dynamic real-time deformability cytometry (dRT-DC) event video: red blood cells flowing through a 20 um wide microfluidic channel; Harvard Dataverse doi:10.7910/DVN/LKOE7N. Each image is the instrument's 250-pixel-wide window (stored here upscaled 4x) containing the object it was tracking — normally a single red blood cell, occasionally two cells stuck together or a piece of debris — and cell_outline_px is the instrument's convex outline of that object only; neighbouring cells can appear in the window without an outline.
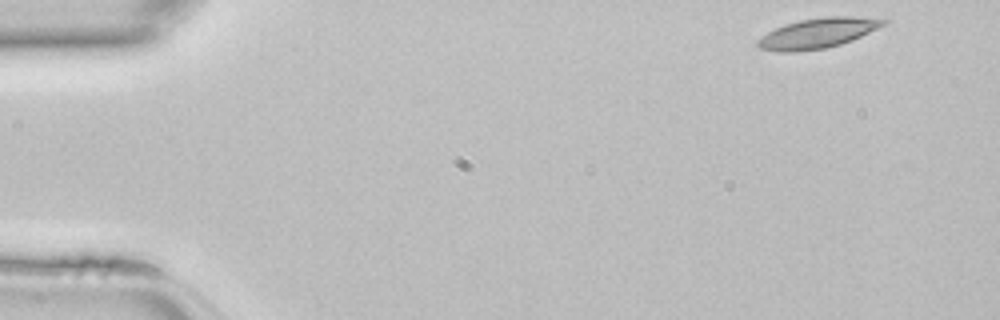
{"species": "common noctule bat (a hibernating species)", "species_latin": "Nyctalus noctula", "temperature_condition": "room temperature", "stored_images_in_passage": 43, "camera_frame_rate_fps": 3000, "um_per_image_px": 0.085, "animal": {"sex": "female", "body_mass_g": 22.7, "forearm_length_mm": 54.2}, "frame": {"image": 1, "passage_image": 1, "time_ms": 0.0, "image_size_px": [1000, 320], "cell_outline_px": [[888, 20], [884, 24], [852, 40], [840, 44], [824, 48], [796, 52], [780, 52], [760, 48], [756, 44], [756, 40], [768, 32], [784, 24], [800, 20], [824, 16], [852, 16]], "centroid_in_image_um": [69.44, 2.82], "position_along_channel_um": 15.6, "area_um2": 21.73}}
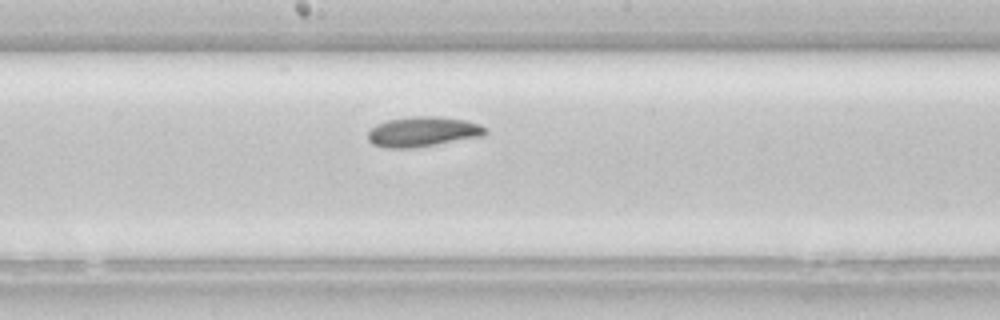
{"frame": {"image": 2, "passage_image": 22, "time_ms": 7.0, "image_size_px": [1000, 320], "cell_outline_px": [[488, 132], [484, 136], [412, 148], [384, 148], [372, 144], [368, 140], [368, 132], [376, 124], [388, 120], [408, 116], [440, 116], [464, 120], [480, 124], [488, 128]], "centroid_in_image_um": [35.95, 11.19], "position_along_channel_um": 212.2, "area_um2": 20.75}}
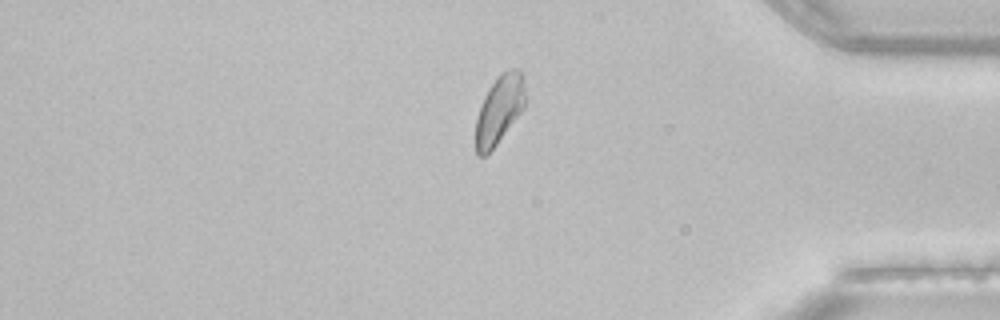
{"frame": {"image": 3, "passage_image": 36, "time_ms": 11.667, "image_size_px": [1000, 320], "cell_outline_px": [[524, 108], [496, 144], [484, 156], [476, 156], [476, 120], [484, 96], [488, 88], [500, 72], [508, 68], [520, 68], [524, 76]], "centroid_in_image_um": [42.45, 9.25], "position_along_channel_um": 392.8, "area_um2": 19.65}}